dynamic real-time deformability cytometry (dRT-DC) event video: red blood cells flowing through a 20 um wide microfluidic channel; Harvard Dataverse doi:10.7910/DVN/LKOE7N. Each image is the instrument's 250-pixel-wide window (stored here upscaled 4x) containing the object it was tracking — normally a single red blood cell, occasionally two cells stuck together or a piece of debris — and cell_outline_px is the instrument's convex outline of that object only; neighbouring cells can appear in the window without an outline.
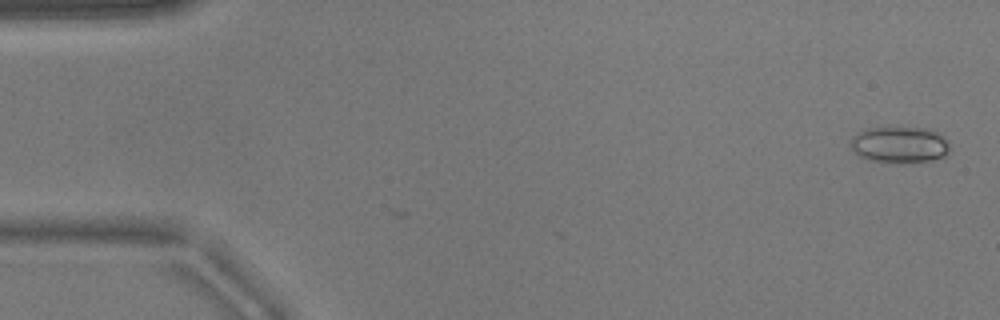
{"species": "common noctule bat (a hibernating species)", "species_latin": "Nyctalus noctula", "temperature_condition": "warm", "stored_images_in_passage": 2, "camera_frame_rate_fps": 3000, "um_per_image_px": 0.085, "animal": {"sex": "male", "body_mass_g": 17.9}, "frame": {"image": 1, "passage_image": 2, "time_ms": 0.333, "image_size_px": [1000, 320], "cell_outline_px": [[948, 152], [944, 156], [932, 160], [896, 164], [868, 160], [860, 156], [852, 148], [852, 136], [864, 128], [928, 128], [936, 132], [948, 144]], "centroid_in_image_um": [76.43, 12.32], "position_along_channel_um": 8.6, "area_um2": 20.87}}